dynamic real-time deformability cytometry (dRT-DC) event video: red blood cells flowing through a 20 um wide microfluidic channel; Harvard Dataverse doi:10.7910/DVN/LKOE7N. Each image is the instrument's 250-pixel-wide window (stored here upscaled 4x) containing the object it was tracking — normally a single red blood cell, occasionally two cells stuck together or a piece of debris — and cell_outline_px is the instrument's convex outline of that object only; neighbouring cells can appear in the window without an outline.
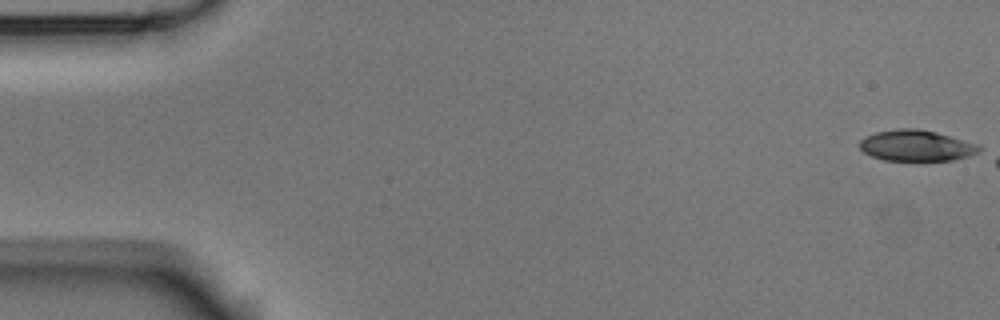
{"species": "Egyptian fruit bat (a non-hibernating species)", "species_latin": "Rousettus aegyptiacus", "temperature_condition": "room temperature", "stored_images_in_passage": 3, "camera_frame_rate_fps": 3000, "um_per_image_px": 0.085, "animal": {"sex": "male"}, "frame": {"image": 1, "passage_image": 1, "time_ms": 0.0, "image_size_px": [1000, 320], "cell_outline_px": [[980, 152], [968, 156], [952, 160], [884, 160], [872, 156], [864, 152], [860, 148], [860, 140], [864, 136], [876, 132], [896, 128], [916, 128], [936, 132], [980, 144]], "centroid_in_image_um": [77.89, 12.36], "position_along_channel_um": 7.1, "area_um2": 21.62}}